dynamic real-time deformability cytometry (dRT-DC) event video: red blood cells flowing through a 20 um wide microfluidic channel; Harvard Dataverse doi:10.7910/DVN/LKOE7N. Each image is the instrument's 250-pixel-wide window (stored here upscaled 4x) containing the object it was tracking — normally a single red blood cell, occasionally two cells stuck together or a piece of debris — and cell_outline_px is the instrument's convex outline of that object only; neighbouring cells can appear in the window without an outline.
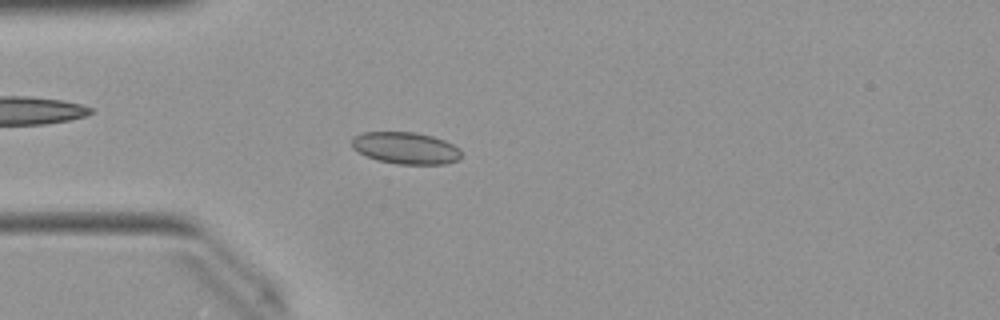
{"species": "Egyptian fruit bat (a non-hibernating species)", "species_latin": "Rousettus aegyptiacus", "temperature_condition": "warm", "stored_images_in_passage": 50, "camera_frame_rate_fps": 3000, "um_per_image_px": 0.085, "animal": {"sex": "female"}, "frame": {"image": 1, "passage_image": 13, "time_ms": 4.0, "image_size_px": [1000, 320], "cell_outline_px": [[460, 160], [448, 164], [396, 164], [376, 160], [352, 148], [352, 136], [364, 132], [416, 132], [432, 136], [444, 140], [460, 148]], "centroid_in_image_um": [34.5, 12.59], "position_along_channel_um": 50.5, "area_um2": 20.46}}
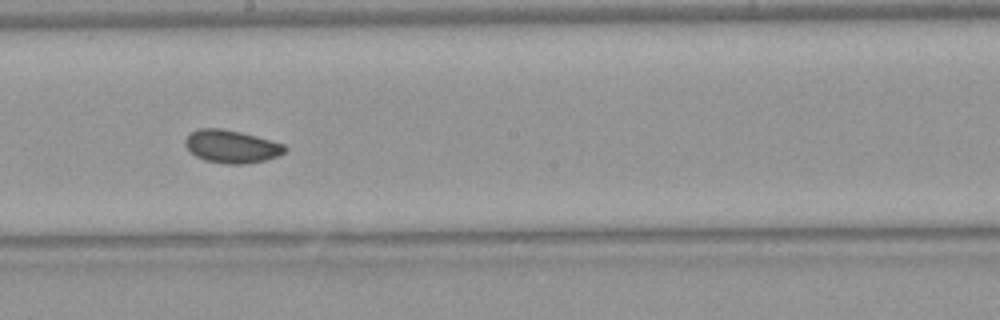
{"frame": {"image": 2, "passage_image": 27, "time_ms": 8.667, "image_size_px": [1000, 320], "cell_outline_px": [[288, 148], [284, 152], [276, 156], [264, 160], [244, 164], [228, 164], [204, 160], [196, 156], [184, 144], [184, 140], [192, 132], [200, 128], [220, 128], [240, 132], [256, 136], [284, 144]], "centroid_in_image_um": [19.67, 12.45], "position_along_channel_um": 228.5, "area_um2": 18.84}}
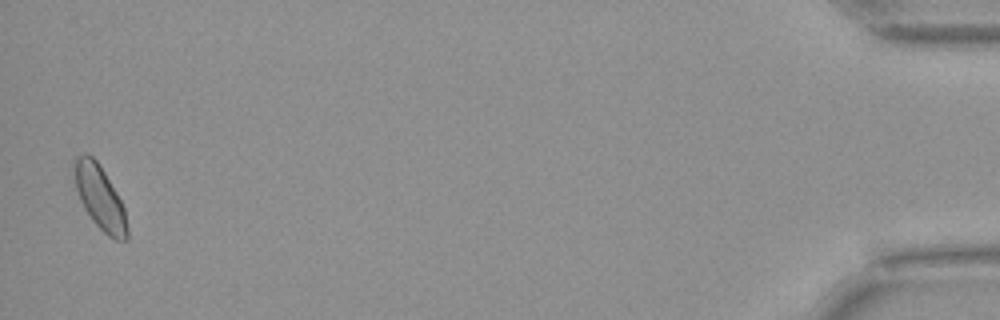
{"frame": {"image": 3, "passage_image": 49, "time_ms": 16.0, "image_size_px": [1000, 320], "cell_outline_px": [[128, 240], [116, 240], [108, 236], [92, 220], [84, 208], [80, 200], [76, 188], [72, 164], [72, 160], [76, 156], [84, 152], [88, 152], [96, 160], [104, 172], [116, 192], [124, 208], [128, 228]], "centroid_in_image_um": [8.46, 16.75], "position_along_channel_um": 426.7, "area_um2": 19.77}, "authors_computed_cell_mechanics": {"area_um2": 18.9006, "velocity_mm_per_s": 4.0099, "shape_relaxation_time_tau1_ms": null, "shape_relaxation_time_tau2_ms": 3.2039, "deformation_change_tau1": null, "deformation_change_tau2": 0.0466}}